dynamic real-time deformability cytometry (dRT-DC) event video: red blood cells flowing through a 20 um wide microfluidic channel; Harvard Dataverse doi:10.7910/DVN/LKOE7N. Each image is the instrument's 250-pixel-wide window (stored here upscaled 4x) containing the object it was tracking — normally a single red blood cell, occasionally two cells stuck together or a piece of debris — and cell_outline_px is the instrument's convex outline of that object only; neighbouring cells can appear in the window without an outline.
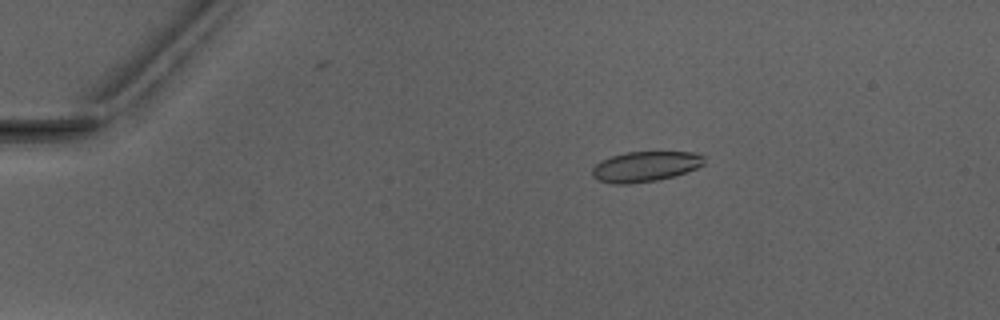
{"species": "Egyptian fruit bat (a non-hibernating species)", "species_latin": "Rousettus aegyptiacus", "temperature_condition": "warm", "stored_images_in_passage": 5, "camera_frame_rate_fps": 3000, "um_per_image_px": 0.085, "animal": {"sex": "male"}, "frame": {"image": 1, "passage_image": 3, "time_ms": 2.667, "image_size_px": [1000, 320], "cell_outline_px": [[704, 164], [696, 168], [672, 176], [656, 180], [628, 184], [612, 184], [596, 180], [592, 176], [592, 168], [596, 164], [612, 156], [624, 152], [692, 152], [704, 156]], "centroid_in_image_um": [54.81, 14.16], "position_along_channel_um": 30.2, "area_um2": 19.59}}
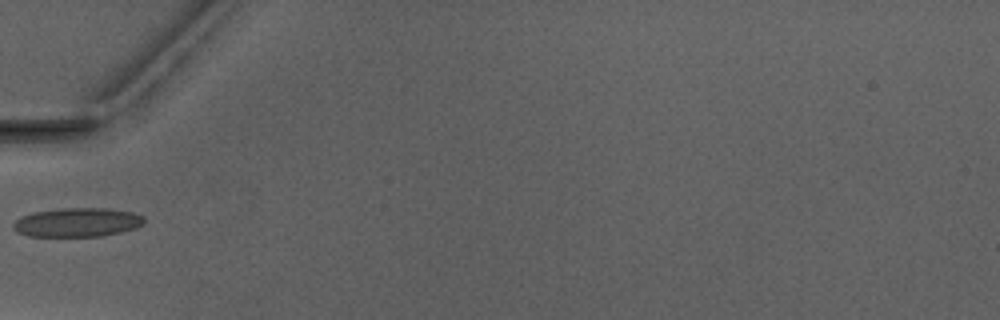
{"frame": {"image": 2, "passage_image": 5, "time_ms": 5.667, "image_size_px": [1000, 320], "cell_outline_px": [[144, 224], [136, 228], [120, 232], [100, 236], [28, 236], [16, 232], [12, 228], [12, 224], [20, 216], [32, 212], [60, 208], [108, 208], [136, 212], [144, 216]], "centroid_in_image_um": [6.57, 18.89], "position_along_channel_um": 78.4, "area_um2": 22.43}}